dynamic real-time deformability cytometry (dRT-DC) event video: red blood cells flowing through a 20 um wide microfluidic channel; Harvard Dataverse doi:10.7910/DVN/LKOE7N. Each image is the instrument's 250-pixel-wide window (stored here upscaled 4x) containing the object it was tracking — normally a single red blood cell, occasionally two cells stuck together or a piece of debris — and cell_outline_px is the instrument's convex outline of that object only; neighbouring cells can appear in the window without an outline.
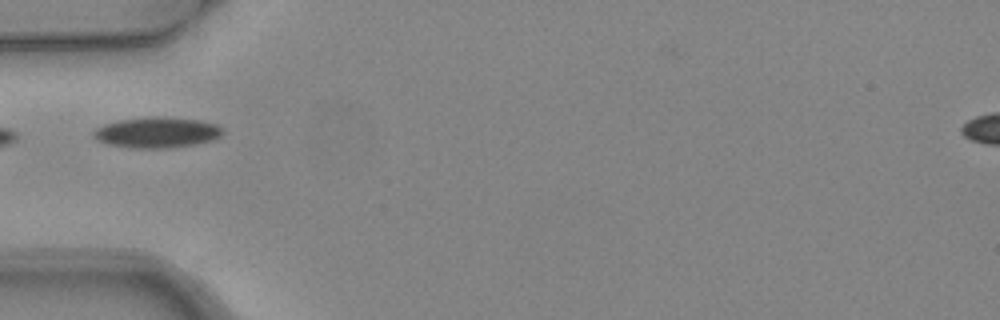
{"species": "common noctule bat (a hibernating species)", "species_latin": "Nyctalus noctula", "temperature_condition": "warm", "stored_images_in_passage": 2, "camera_frame_rate_fps": 3000, "um_per_image_px": 0.085, "animal": {"sex": "female", "body_mass_g": 24.6, "forearm_length_mm": 56.2}, "frame": {"image": 1, "passage_image": 2, "time_ms": 0.333, "image_size_px": [1000, 320], "cell_outline_px": [[224, 132], [220, 136], [212, 140], [196, 144], [168, 148], [132, 148], [108, 144], [92, 136], [92, 132], [96, 128], [104, 124], [120, 120], [148, 116], [156, 116], [200, 120], [216, 124], [224, 128]], "centroid_in_image_um": [13.36, 11.25], "position_along_channel_um": 71.6, "area_um2": 23.18}}